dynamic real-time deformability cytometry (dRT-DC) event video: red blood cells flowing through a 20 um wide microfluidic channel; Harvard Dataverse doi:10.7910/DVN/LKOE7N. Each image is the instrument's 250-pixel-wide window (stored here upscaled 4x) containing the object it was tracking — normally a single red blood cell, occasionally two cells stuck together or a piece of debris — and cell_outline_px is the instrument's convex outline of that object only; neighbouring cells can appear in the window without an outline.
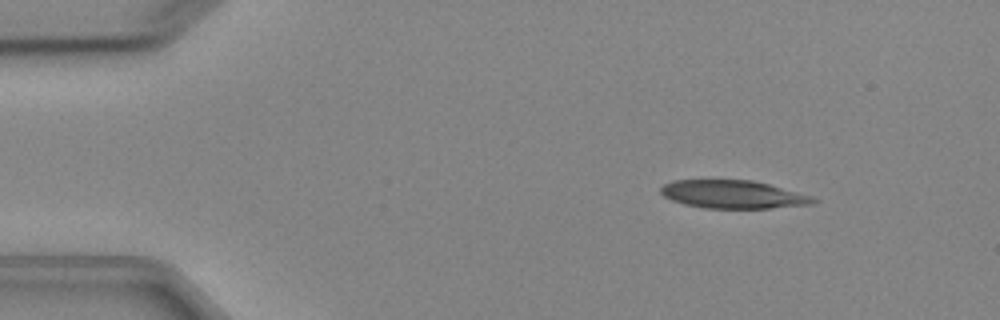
{"species": "Egyptian fruit bat (a non-hibernating species)", "species_latin": "Rousettus aegyptiacus", "temperature_condition": "cold", "stored_images_in_passage": 5, "camera_frame_rate_fps": 3000, "um_per_image_px": 0.085, "animal": {"sex": "female"}, "frame": {"image": 1, "passage_image": 1, "time_ms": 0.0, "image_size_px": [1000, 320], "cell_outline_px": [[820, 200], [812, 204], [772, 208], [704, 208], [684, 204], [672, 200], [664, 196], [660, 192], [660, 188], [664, 184], [672, 180], [752, 180], [768, 184], [812, 196]], "centroid_in_image_um": [62.3, 16.52], "position_along_channel_um": 22.7, "area_um2": 24.91}}
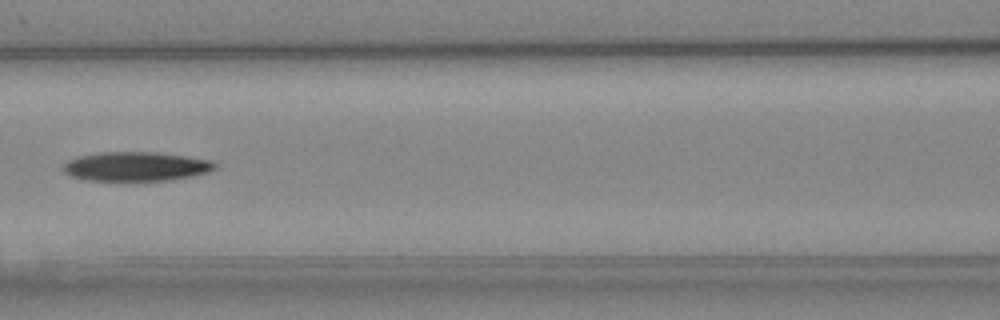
{"frame": {"image": 2, "passage_image": 5, "time_ms": 5.333, "image_size_px": [1000, 320], "cell_outline_px": [[220, 164], [216, 168], [208, 172], [192, 176], [168, 180], [84, 180], [72, 176], [64, 172], [64, 164], [68, 160], [80, 156], [100, 152], [156, 152], [188, 156], [212, 160]], "centroid_in_image_um": [11.62, 14.14], "position_along_channel_um": 155.0, "area_um2": 25.84}}